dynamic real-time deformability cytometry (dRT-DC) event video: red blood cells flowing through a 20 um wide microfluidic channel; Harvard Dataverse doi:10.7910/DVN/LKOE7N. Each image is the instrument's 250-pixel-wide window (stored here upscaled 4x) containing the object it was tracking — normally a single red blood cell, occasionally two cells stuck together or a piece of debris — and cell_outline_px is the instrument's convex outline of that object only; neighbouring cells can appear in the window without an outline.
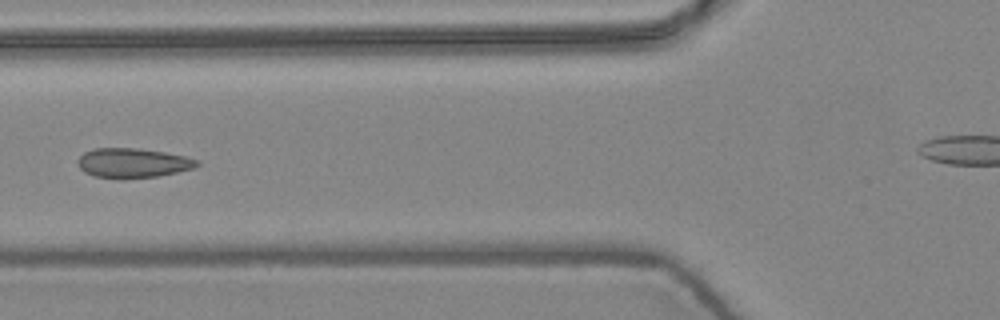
{"species": "common noctule bat (a hibernating species)", "species_latin": "Nyctalus noctula", "temperature_condition": "warm", "stored_images_in_passage": 7, "camera_frame_rate_fps": 3000, "um_per_image_px": 0.085, "animal": {"sex": "female", "body_mass_g": 24.6, "forearm_length_mm": 56.2}, "frame": {"image": 1, "passage_image": 5, "time_ms": 1.333, "image_size_px": [1000, 320], "cell_outline_px": [[200, 164], [196, 168], [156, 176], [124, 180], [92, 176], [84, 172], [76, 164], [76, 160], [84, 152], [92, 148], [136, 148], [164, 152], [184, 156], [200, 160]], "centroid_in_image_um": [11.25, 13.86], "position_along_channel_um": 114.5, "area_um2": 20.98}}
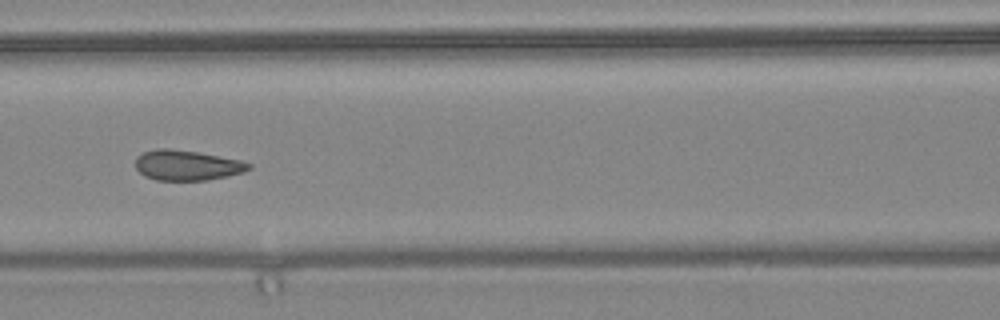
{"frame": {"image": 2, "passage_image": 6, "time_ms": 1.667, "image_size_px": [1000, 320], "cell_outline_px": [[252, 168], [244, 172], [204, 180], [156, 180], [144, 176], [136, 168], [136, 156], [144, 152], [156, 148], [168, 148], [196, 152], [240, 160], [252, 164]], "centroid_in_image_um": [15.87, 14.04], "position_along_channel_um": 150.7, "area_um2": 19.77}}
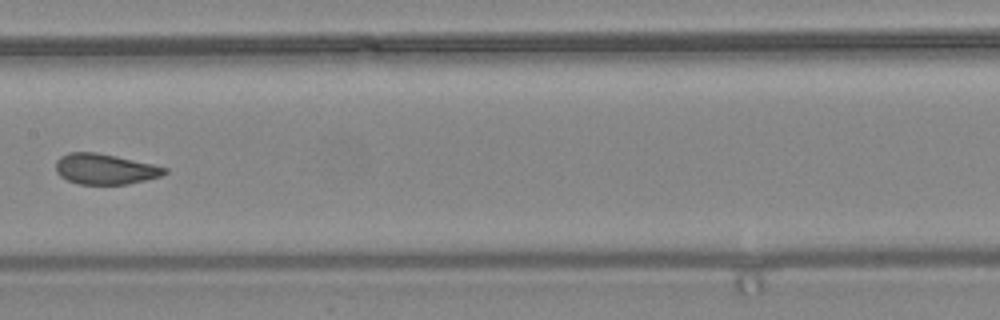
{"frame": {"image": 3, "passage_image": 7, "time_ms": 2.0, "image_size_px": [1000, 320], "cell_outline_px": [[168, 172], [160, 176], [128, 184], [80, 184], [68, 180], [60, 176], [56, 172], [56, 160], [60, 156], [68, 152], [96, 152], [116, 156], [152, 164], [168, 168]], "centroid_in_image_um": [8.9, 14.36], "position_along_channel_um": 198.5, "area_um2": 19.31}}